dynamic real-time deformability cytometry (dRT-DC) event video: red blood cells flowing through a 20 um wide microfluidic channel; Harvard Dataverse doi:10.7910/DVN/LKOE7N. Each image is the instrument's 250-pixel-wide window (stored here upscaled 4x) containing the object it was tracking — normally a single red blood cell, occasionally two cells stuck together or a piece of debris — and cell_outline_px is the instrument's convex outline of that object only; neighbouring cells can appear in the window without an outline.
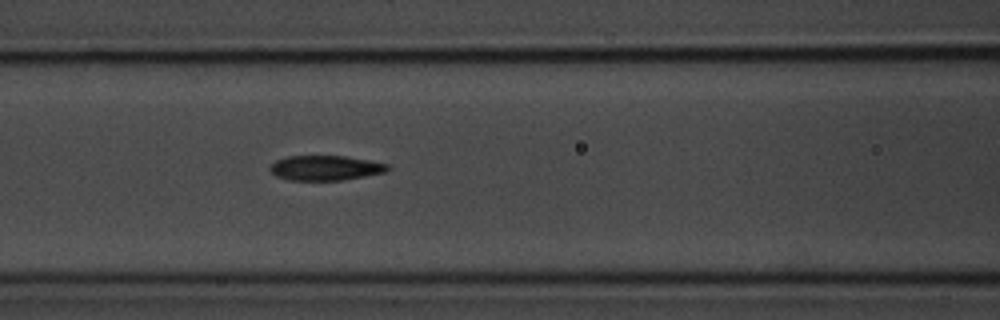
{"species": "common noctule bat (a hibernating species)", "species_latin": "Nyctalus noctula", "temperature_condition": "room temperature", "stored_images_in_passage": 7, "segment_of_instrument_passage": [1, 2], "camera_frame_rate_fps": 3000, "um_per_image_px": 0.085, "animal": {"sex": "male", "body_mass_g": 20.1, "forearm_length_mm": 53.5}, "frame": {"image": 1, "passage_image": 6, "time_ms": 6.333, "image_size_px": [1000, 320], "cell_outline_px": [[392, 168], [388, 172], [340, 180], [292, 180], [276, 176], [268, 168], [276, 160], [288, 156], [344, 156], [368, 160], [388, 164]], "centroid_in_image_um": [27.69, 14.27], "position_along_channel_um": 138.9, "area_um2": 16.99}}